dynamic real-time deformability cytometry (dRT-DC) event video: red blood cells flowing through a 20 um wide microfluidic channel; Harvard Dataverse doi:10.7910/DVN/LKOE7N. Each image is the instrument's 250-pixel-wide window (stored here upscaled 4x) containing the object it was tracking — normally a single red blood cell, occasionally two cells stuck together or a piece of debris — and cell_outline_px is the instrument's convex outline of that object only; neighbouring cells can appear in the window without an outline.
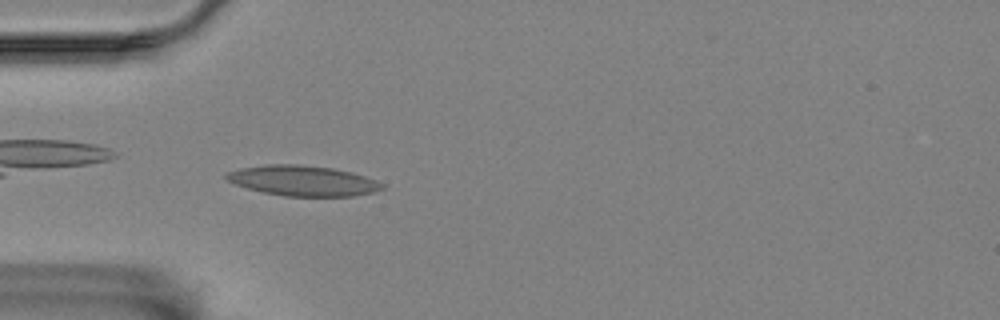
{"species": "Egyptian fruit bat (a non-hibernating species)", "species_latin": "Rousettus aegyptiacus", "temperature_condition": "room temperature", "stored_images_in_passage": 44, "camera_frame_rate_fps": 3000, "um_per_image_px": 0.085, "animal": {"sex": "female"}, "frame": {"image": 1, "passage_image": 3, "time_ms": 0.667, "image_size_px": [1000, 320], "cell_outline_px": [[384, 188], [372, 192], [352, 196], [284, 196], [264, 192], [248, 188], [236, 184], [228, 180], [224, 176], [228, 172], [244, 168], [264, 164], [300, 164], [332, 168], [352, 172], [376, 180], [384, 184]], "centroid_in_image_um": [25.77, 15.35], "position_along_channel_um": 59.2, "area_um2": 27.28}}
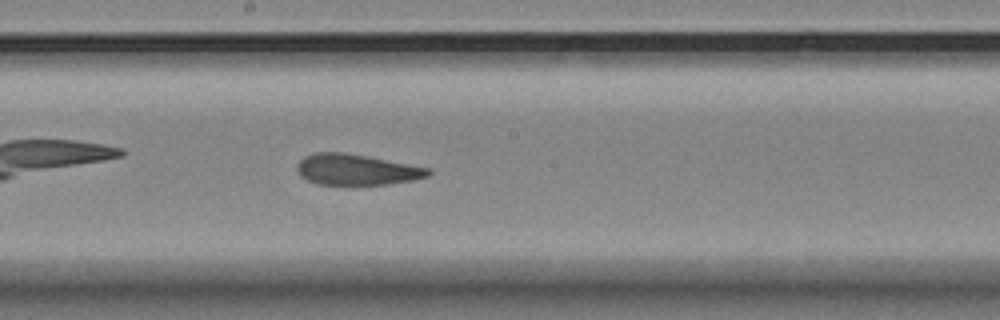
{"frame": {"image": 2, "passage_image": 17, "time_ms": 5.333, "image_size_px": [1000, 320], "cell_outline_px": [[432, 172], [428, 176], [412, 180], [388, 184], [316, 184], [300, 176], [296, 172], [296, 164], [304, 156], [316, 152], [344, 152], [432, 168]], "centroid_in_image_um": [30.28, 14.41], "position_along_channel_um": 217.9, "area_um2": 23.64}}
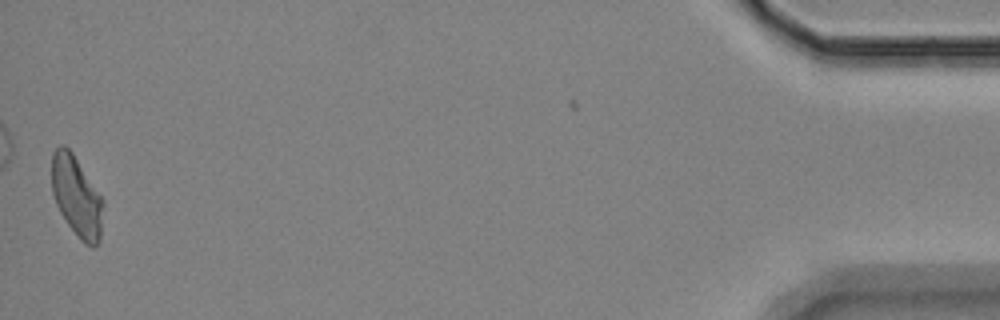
{"frame": {"image": 3, "passage_image": 43, "time_ms": 14.0, "image_size_px": [1000, 320], "cell_outline_px": [[104, 204], [100, 240], [92, 248], [84, 244], [80, 240], [68, 224], [60, 212], [56, 204], [52, 192], [52, 152], [60, 144], [64, 144], [72, 152], [104, 200]], "centroid_in_image_um": [6.52, 16.71], "position_along_channel_um": 428.7, "area_um2": 24.22}, "authors_computed_cell_mechanics": {"area_um2": 24.5939, "velocity_mm_per_s": 3.4564, "shape_relaxation_time_tau1_ms": null, "shape_relaxation_time_tau2_ms": 2.3991, "deformation_change_tau1": null, "deformation_change_tau2": 0.1047}}